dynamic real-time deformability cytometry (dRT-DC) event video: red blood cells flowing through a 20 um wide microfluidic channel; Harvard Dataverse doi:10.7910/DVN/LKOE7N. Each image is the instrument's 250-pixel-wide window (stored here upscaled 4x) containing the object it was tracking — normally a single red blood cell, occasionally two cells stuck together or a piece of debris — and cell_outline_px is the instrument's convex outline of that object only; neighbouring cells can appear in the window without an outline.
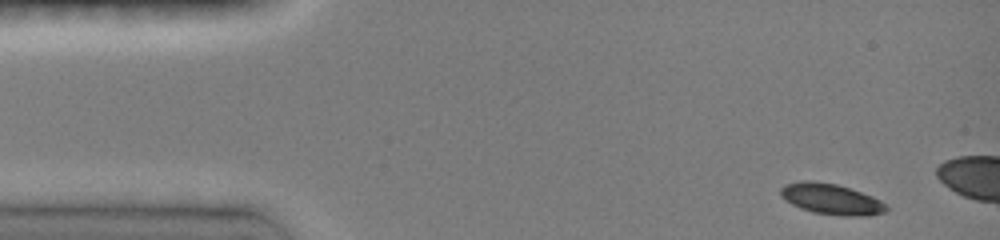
{"species": "common noctule bat (a hibernating species)", "species_latin": "Nyctalus noctula", "temperature_condition": "room temperature", "stored_images_in_passage": 4, "camera_frame_rate_fps": 3000, "um_per_image_px": 0.085, "animal": {"sex": "female", "body_mass_g": 19.0, "forearm_length_mm": 51.5}, "frame": {"image": 1, "passage_image": 1, "time_ms": 0.0, "image_size_px": [1000, 240], "cell_outline_px": [[888, 212], [868, 216], [844, 216], [812, 212], [800, 208], [792, 204], [780, 196], [780, 188], [784, 184], [800, 180], [812, 180], [836, 184], [872, 196], [880, 200], [888, 208]], "centroid_in_image_um": [70.63, 16.92], "position_along_channel_um": 14.4, "area_um2": 19.07}}